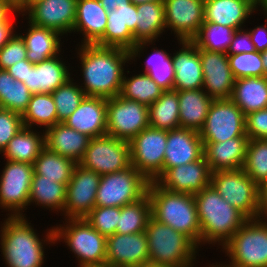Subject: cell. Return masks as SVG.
Instances as JSON below:
<instances>
[{"instance_id": "1", "label": "cell", "mask_w": 267, "mask_h": 267, "mask_svg": "<svg viewBox=\"0 0 267 267\" xmlns=\"http://www.w3.org/2000/svg\"><path fill=\"white\" fill-rule=\"evenodd\" d=\"M77 59L86 96L113 98L119 95L125 66L131 64L130 51L96 44H78Z\"/></svg>"}, {"instance_id": "2", "label": "cell", "mask_w": 267, "mask_h": 267, "mask_svg": "<svg viewBox=\"0 0 267 267\" xmlns=\"http://www.w3.org/2000/svg\"><path fill=\"white\" fill-rule=\"evenodd\" d=\"M4 219L0 225V252L5 266L43 267L45 247L55 244L53 226L46 229L43 240L27 217L7 216Z\"/></svg>"}, {"instance_id": "3", "label": "cell", "mask_w": 267, "mask_h": 267, "mask_svg": "<svg viewBox=\"0 0 267 267\" xmlns=\"http://www.w3.org/2000/svg\"><path fill=\"white\" fill-rule=\"evenodd\" d=\"M193 196L201 229V246L211 244L222 248L248 220L228 204L212 184Z\"/></svg>"}, {"instance_id": "4", "label": "cell", "mask_w": 267, "mask_h": 267, "mask_svg": "<svg viewBox=\"0 0 267 267\" xmlns=\"http://www.w3.org/2000/svg\"><path fill=\"white\" fill-rule=\"evenodd\" d=\"M147 194L151 201V216L189 237L201 248V229L194 196L168 191L150 181Z\"/></svg>"}, {"instance_id": "5", "label": "cell", "mask_w": 267, "mask_h": 267, "mask_svg": "<svg viewBox=\"0 0 267 267\" xmlns=\"http://www.w3.org/2000/svg\"><path fill=\"white\" fill-rule=\"evenodd\" d=\"M145 234L148 243L149 263L168 267H193L199 247L186 235L152 216Z\"/></svg>"}, {"instance_id": "6", "label": "cell", "mask_w": 267, "mask_h": 267, "mask_svg": "<svg viewBox=\"0 0 267 267\" xmlns=\"http://www.w3.org/2000/svg\"><path fill=\"white\" fill-rule=\"evenodd\" d=\"M66 223L53 226L54 241H63L74 253L78 267H104L106 261V237L86 220L64 219Z\"/></svg>"}, {"instance_id": "7", "label": "cell", "mask_w": 267, "mask_h": 267, "mask_svg": "<svg viewBox=\"0 0 267 267\" xmlns=\"http://www.w3.org/2000/svg\"><path fill=\"white\" fill-rule=\"evenodd\" d=\"M226 267H267V220L248 219L222 247Z\"/></svg>"}, {"instance_id": "8", "label": "cell", "mask_w": 267, "mask_h": 267, "mask_svg": "<svg viewBox=\"0 0 267 267\" xmlns=\"http://www.w3.org/2000/svg\"><path fill=\"white\" fill-rule=\"evenodd\" d=\"M150 181L132 165L124 170L101 175L95 206L123 207L147 194Z\"/></svg>"}, {"instance_id": "9", "label": "cell", "mask_w": 267, "mask_h": 267, "mask_svg": "<svg viewBox=\"0 0 267 267\" xmlns=\"http://www.w3.org/2000/svg\"><path fill=\"white\" fill-rule=\"evenodd\" d=\"M211 184L228 204L248 219L258 217L259 186L242 168L212 172Z\"/></svg>"}, {"instance_id": "10", "label": "cell", "mask_w": 267, "mask_h": 267, "mask_svg": "<svg viewBox=\"0 0 267 267\" xmlns=\"http://www.w3.org/2000/svg\"><path fill=\"white\" fill-rule=\"evenodd\" d=\"M0 173V209L9 212V217H26L29 208L34 167L28 163L6 160Z\"/></svg>"}, {"instance_id": "11", "label": "cell", "mask_w": 267, "mask_h": 267, "mask_svg": "<svg viewBox=\"0 0 267 267\" xmlns=\"http://www.w3.org/2000/svg\"><path fill=\"white\" fill-rule=\"evenodd\" d=\"M78 164L99 175L124 170L131 166L130 144L109 135L90 138Z\"/></svg>"}, {"instance_id": "12", "label": "cell", "mask_w": 267, "mask_h": 267, "mask_svg": "<svg viewBox=\"0 0 267 267\" xmlns=\"http://www.w3.org/2000/svg\"><path fill=\"white\" fill-rule=\"evenodd\" d=\"M199 135L203 144L247 136L245 115L231 99H214Z\"/></svg>"}, {"instance_id": "13", "label": "cell", "mask_w": 267, "mask_h": 267, "mask_svg": "<svg viewBox=\"0 0 267 267\" xmlns=\"http://www.w3.org/2000/svg\"><path fill=\"white\" fill-rule=\"evenodd\" d=\"M131 165L149 181L163 174L167 130L145 128L130 142Z\"/></svg>"}, {"instance_id": "14", "label": "cell", "mask_w": 267, "mask_h": 267, "mask_svg": "<svg viewBox=\"0 0 267 267\" xmlns=\"http://www.w3.org/2000/svg\"><path fill=\"white\" fill-rule=\"evenodd\" d=\"M149 126L148 106L120 95L107 99V135L130 142Z\"/></svg>"}, {"instance_id": "15", "label": "cell", "mask_w": 267, "mask_h": 267, "mask_svg": "<svg viewBox=\"0 0 267 267\" xmlns=\"http://www.w3.org/2000/svg\"><path fill=\"white\" fill-rule=\"evenodd\" d=\"M101 175L77 164L66 186L65 219H82L95 207Z\"/></svg>"}, {"instance_id": "16", "label": "cell", "mask_w": 267, "mask_h": 267, "mask_svg": "<svg viewBox=\"0 0 267 267\" xmlns=\"http://www.w3.org/2000/svg\"><path fill=\"white\" fill-rule=\"evenodd\" d=\"M76 4L77 0H36L22 12V18L26 16V20L35 26L68 36L73 32Z\"/></svg>"}, {"instance_id": "17", "label": "cell", "mask_w": 267, "mask_h": 267, "mask_svg": "<svg viewBox=\"0 0 267 267\" xmlns=\"http://www.w3.org/2000/svg\"><path fill=\"white\" fill-rule=\"evenodd\" d=\"M205 0H163L166 29L177 40L192 41L204 23ZM173 31V32H172Z\"/></svg>"}, {"instance_id": "18", "label": "cell", "mask_w": 267, "mask_h": 267, "mask_svg": "<svg viewBox=\"0 0 267 267\" xmlns=\"http://www.w3.org/2000/svg\"><path fill=\"white\" fill-rule=\"evenodd\" d=\"M149 264L148 243L145 232L115 233L106 238L107 267H142Z\"/></svg>"}, {"instance_id": "19", "label": "cell", "mask_w": 267, "mask_h": 267, "mask_svg": "<svg viewBox=\"0 0 267 267\" xmlns=\"http://www.w3.org/2000/svg\"><path fill=\"white\" fill-rule=\"evenodd\" d=\"M202 62V89L213 99H230L235 78L230 69L228 54L198 48Z\"/></svg>"}, {"instance_id": "20", "label": "cell", "mask_w": 267, "mask_h": 267, "mask_svg": "<svg viewBox=\"0 0 267 267\" xmlns=\"http://www.w3.org/2000/svg\"><path fill=\"white\" fill-rule=\"evenodd\" d=\"M211 174L209 164L203 157L167 169L155 182L168 191L194 195L211 184Z\"/></svg>"}, {"instance_id": "21", "label": "cell", "mask_w": 267, "mask_h": 267, "mask_svg": "<svg viewBox=\"0 0 267 267\" xmlns=\"http://www.w3.org/2000/svg\"><path fill=\"white\" fill-rule=\"evenodd\" d=\"M166 30L165 8L163 1L147 2L137 5L136 45L130 50L133 63L144 54V50L154 45ZM144 49V50H143ZM137 57V58H136ZM136 59V60H135Z\"/></svg>"}, {"instance_id": "22", "label": "cell", "mask_w": 267, "mask_h": 267, "mask_svg": "<svg viewBox=\"0 0 267 267\" xmlns=\"http://www.w3.org/2000/svg\"><path fill=\"white\" fill-rule=\"evenodd\" d=\"M204 157V144L199 132L177 128L167 131L163 173L179 165H185Z\"/></svg>"}, {"instance_id": "23", "label": "cell", "mask_w": 267, "mask_h": 267, "mask_svg": "<svg viewBox=\"0 0 267 267\" xmlns=\"http://www.w3.org/2000/svg\"><path fill=\"white\" fill-rule=\"evenodd\" d=\"M137 5H122L108 12L107 26L99 46L119 47L131 50L136 45Z\"/></svg>"}, {"instance_id": "24", "label": "cell", "mask_w": 267, "mask_h": 267, "mask_svg": "<svg viewBox=\"0 0 267 267\" xmlns=\"http://www.w3.org/2000/svg\"><path fill=\"white\" fill-rule=\"evenodd\" d=\"M179 51L173 53L172 61L175 71L173 90H193L203 87L202 62L197 45L193 41H177Z\"/></svg>"}, {"instance_id": "25", "label": "cell", "mask_w": 267, "mask_h": 267, "mask_svg": "<svg viewBox=\"0 0 267 267\" xmlns=\"http://www.w3.org/2000/svg\"><path fill=\"white\" fill-rule=\"evenodd\" d=\"M64 123L90 138L107 135V99L86 96Z\"/></svg>"}, {"instance_id": "26", "label": "cell", "mask_w": 267, "mask_h": 267, "mask_svg": "<svg viewBox=\"0 0 267 267\" xmlns=\"http://www.w3.org/2000/svg\"><path fill=\"white\" fill-rule=\"evenodd\" d=\"M61 59L64 58L57 55L34 64L33 67H27L26 79L23 83L32 94H51L72 77L70 67L66 66V61L63 62Z\"/></svg>"}, {"instance_id": "27", "label": "cell", "mask_w": 267, "mask_h": 267, "mask_svg": "<svg viewBox=\"0 0 267 267\" xmlns=\"http://www.w3.org/2000/svg\"><path fill=\"white\" fill-rule=\"evenodd\" d=\"M256 12V0H205L204 22L230 27H245L246 20ZM244 25V26H243Z\"/></svg>"}, {"instance_id": "28", "label": "cell", "mask_w": 267, "mask_h": 267, "mask_svg": "<svg viewBox=\"0 0 267 267\" xmlns=\"http://www.w3.org/2000/svg\"><path fill=\"white\" fill-rule=\"evenodd\" d=\"M248 140V136H241L218 143H204V157L211 172L243 168Z\"/></svg>"}, {"instance_id": "29", "label": "cell", "mask_w": 267, "mask_h": 267, "mask_svg": "<svg viewBox=\"0 0 267 267\" xmlns=\"http://www.w3.org/2000/svg\"><path fill=\"white\" fill-rule=\"evenodd\" d=\"M108 12L99 0H77L73 33L83 37L80 45L96 44L104 35Z\"/></svg>"}, {"instance_id": "30", "label": "cell", "mask_w": 267, "mask_h": 267, "mask_svg": "<svg viewBox=\"0 0 267 267\" xmlns=\"http://www.w3.org/2000/svg\"><path fill=\"white\" fill-rule=\"evenodd\" d=\"M45 147L61 156L74 160L77 164L84 157L90 137L68 127L65 123H57L45 131Z\"/></svg>"}, {"instance_id": "31", "label": "cell", "mask_w": 267, "mask_h": 267, "mask_svg": "<svg viewBox=\"0 0 267 267\" xmlns=\"http://www.w3.org/2000/svg\"><path fill=\"white\" fill-rule=\"evenodd\" d=\"M29 23V24H28ZM27 30L18 33L24 40L27 49V60L32 64H37L51 57L63 54L62 36L55 30L35 26L27 21ZM61 53V54H60Z\"/></svg>"}, {"instance_id": "32", "label": "cell", "mask_w": 267, "mask_h": 267, "mask_svg": "<svg viewBox=\"0 0 267 267\" xmlns=\"http://www.w3.org/2000/svg\"><path fill=\"white\" fill-rule=\"evenodd\" d=\"M180 128L199 132L213 102L202 88L178 91Z\"/></svg>"}, {"instance_id": "33", "label": "cell", "mask_w": 267, "mask_h": 267, "mask_svg": "<svg viewBox=\"0 0 267 267\" xmlns=\"http://www.w3.org/2000/svg\"><path fill=\"white\" fill-rule=\"evenodd\" d=\"M230 99L245 116L267 108V76L235 79Z\"/></svg>"}, {"instance_id": "34", "label": "cell", "mask_w": 267, "mask_h": 267, "mask_svg": "<svg viewBox=\"0 0 267 267\" xmlns=\"http://www.w3.org/2000/svg\"><path fill=\"white\" fill-rule=\"evenodd\" d=\"M35 130V131H34ZM45 147V133H40L30 127H23L21 130L8 142L2 156L6 160L28 163L33 165L34 161L40 155V152Z\"/></svg>"}, {"instance_id": "35", "label": "cell", "mask_w": 267, "mask_h": 267, "mask_svg": "<svg viewBox=\"0 0 267 267\" xmlns=\"http://www.w3.org/2000/svg\"><path fill=\"white\" fill-rule=\"evenodd\" d=\"M66 202V185L55 182L50 179H42V175L33 174L31 189L29 194V206L31 204L49 209L56 212H61Z\"/></svg>"}, {"instance_id": "36", "label": "cell", "mask_w": 267, "mask_h": 267, "mask_svg": "<svg viewBox=\"0 0 267 267\" xmlns=\"http://www.w3.org/2000/svg\"><path fill=\"white\" fill-rule=\"evenodd\" d=\"M76 165L74 160L44 147L34 161L33 167L34 174L42 175V179L54 180L67 186Z\"/></svg>"}, {"instance_id": "37", "label": "cell", "mask_w": 267, "mask_h": 267, "mask_svg": "<svg viewBox=\"0 0 267 267\" xmlns=\"http://www.w3.org/2000/svg\"><path fill=\"white\" fill-rule=\"evenodd\" d=\"M148 109L151 128L167 131L180 128L178 91H164Z\"/></svg>"}, {"instance_id": "38", "label": "cell", "mask_w": 267, "mask_h": 267, "mask_svg": "<svg viewBox=\"0 0 267 267\" xmlns=\"http://www.w3.org/2000/svg\"><path fill=\"white\" fill-rule=\"evenodd\" d=\"M128 73L131 72L129 70L125 71L123 77L119 93L121 97L137 101L149 107L152 103L157 101L164 92V90L146 73H140L139 71V74L132 75L130 78L128 77Z\"/></svg>"}, {"instance_id": "39", "label": "cell", "mask_w": 267, "mask_h": 267, "mask_svg": "<svg viewBox=\"0 0 267 267\" xmlns=\"http://www.w3.org/2000/svg\"><path fill=\"white\" fill-rule=\"evenodd\" d=\"M25 127L37 128L45 131L57 124V110L53 96L49 93L32 94L30 102L21 115ZM43 126V127H42Z\"/></svg>"}, {"instance_id": "40", "label": "cell", "mask_w": 267, "mask_h": 267, "mask_svg": "<svg viewBox=\"0 0 267 267\" xmlns=\"http://www.w3.org/2000/svg\"><path fill=\"white\" fill-rule=\"evenodd\" d=\"M151 217V201L149 195L120 207V216L116 233L133 234L145 232L147 222Z\"/></svg>"}, {"instance_id": "41", "label": "cell", "mask_w": 267, "mask_h": 267, "mask_svg": "<svg viewBox=\"0 0 267 267\" xmlns=\"http://www.w3.org/2000/svg\"><path fill=\"white\" fill-rule=\"evenodd\" d=\"M31 95L23 82L15 80L7 70H0V108L22 115Z\"/></svg>"}, {"instance_id": "42", "label": "cell", "mask_w": 267, "mask_h": 267, "mask_svg": "<svg viewBox=\"0 0 267 267\" xmlns=\"http://www.w3.org/2000/svg\"><path fill=\"white\" fill-rule=\"evenodd\" d=\"M152 53L147 56L143 71L154 80L164 91L173 90L175 71L173 68L172 55L166 50L157 49L153 46Z\"/></svg>"}, {"instance_id": "43", "label": "cell", "mask_w": 267, "mask_h": 267, "mask_svg": "<svg viewBox=\"0 0 267 267\" xmlns=\"http://www.w3.org/2000/svg\"><path fill=\"white\" fill-rule=\"evenodd\" d=\"M74 81V77H71L51 93L57 110V123H64L86 97L84 90L78 85L80 82Z\"/></svg>"}, {"instance_id": "44", "label": "cell", "mask_w": 267, "mask_h": 267, "mask_svg": "<svg viewBox=\"0 0 267 267\" xmlns=\"http://www.w3.org/2000/svg\"><path fill=\"white\" fill-rule=\"evenodd\" d=\"M234 31V29L227 26L204 22L199 33L192 41L200 49L226 53L232 41Z\"/></svg>"}, {"instance_id": "45", "label": "cell", "mask_w": 267, "mask_h": 267, "mask_svg": "<svg viewBox=\"0 0 267 267\" xmlns=\"http://www.w3.org/2000/svg\"><path fill=\"white\" fill-rule=\"evenodd\" d=\"M242 169L258 186L267 182V139L248 140Z\"/></svg>"}, {"instance_id": "46", "label": "cell", "mask_w": 267, "mask_h": 267, "mask_svg": "<svg viewBox=\"0 0 267 267\" xmlns=\"http://www.w3.org/2000/svg\"><path fill=\"white\" fill-rule=\"evenodd\" d=\"M230 69L235 79L245 77H264L261 52L228 54Z\"/></svg>"}, {"instance_id": "47", "label": "cell", "mask_w": 267, "mask_h": 267, "mask_svg": "<svg viewBox=\"0 0 267 267\" xmlns=\"http://www.w3.org/2000/svg\"><path fill=\"white\" fill-rule=\"evenodd\" d=\"M120 216V207L95 206L85 220L106 238L116 233Z\"/></svg>"}, {"instance_id": "48", "label": "cell", "mask_w": 267, "mask_h": 267, "mask_svg": "<svg viewBox=\"0 0 267 267\" xmlns=\"http://www.w3.org/2000/svg\"><path fill=\"white\" fill-rule=\"evenodd\" d=\"M25 59H27L26 45L17 32L0 48V70H7L15 63Z\"/></svg>"}, {"instance_id": "49", "label": "cell", "mask_w": 267, "mask_h": 267, "mask_svg": "<svg viewBox=\"0 0 267 267\" xmlns=\"http://www.w3.org/2000/svg\"><path fill=\"white\" fill-rule=\"evenodd\" d=\"M23 127L21 114L0 108V154Z\"/></svg>"}, {"instance_id": "50", "label": "cell", "mask_w": 267, "mask_h": 267, "mask_svg": "<svg viewBox=\"0 0 267 267\" xmlns=\"http://www.w3.org/2000/svg\"><path fill=\"white\" fill-rule=\"evenodd\" d=\"M245 121L249 140L267 139V108L247 114Z\"/></svg>"}, {"instance_id": "51", "label": "cell", "mask_w": 267, "mask_h": 267, "mask_svg": "<svg viewBox=\"0 0 267 267\" xmlns=\"http://www.w3.org/2000/svg\"><path fill=\"white\" fill-rule=\"evenodd\" d=\"M256 51L247 29H238L234 31L232 41L230 42L227 54H239L244 52Z\"/></svg>"}, {"instance_id": "52", "label": "cell", "mask_w": 267, "mask_h": 267, "mask_svg": "<svg viewBox=\"0 0 267 267\" xmlns=\"http://www.w3.org/2000/svg\"><path fill=\"white\" fill-rule=\"evenodd\" d=\"M265 19V25L262 24L252 29H248L251 40L258 52L267 50V16H265Z\"/></svg>"}, {"instance_id": "53", "label": "cell", "mask_w": 267, "mask_h": 267, "mask_svg": "<svg viewBox=\"0 0 267 267\" xmlns=\"http://www.w3.org/2000/svg\"><path fill=\"white\" fill-rule=\"evenodd\" d=\"M22 15L17 6L8 0H0V23H7L15 15ZM13 15V16H12Z\"/></svg>"}, {"instance_id": "54", "label": "cell", "mask_w": 267, "mask_h": 267, "mask_svg": "<svg viewBox=\"0 0 267 267\" xmlns=\"http://www.w3.org/2000/svg\"><path fill=\"white\" fill-rule=\"evenodd\" d=\"M33 66L34 64L25 59L15 63V65L8 68L7 71L15 80L24 82V80L26 79L27 67H33Z\"/></svg>"}, {"instance_id": "55", "label": "cell", "mask_w": 267, "mask_h": 267, "mask_svg": "<svg viewBox=\"0 0 267 267\" xmlns=\"http://www.w3.org/2000/svg\"><path fill=\"white\" fill-rule=\"evenodd\" d=\"M14 19H10L7 23H0V48L3 47L16 32Z\"/></svg>"}, {"instance_id": "56", "label": "cell", "mask_w": 267, "mask_h": 267, "mask_svg": "<svg viewBox=\"0 0 267 267\" xmlns=\"http://www.w3.org/2000/svg\"><path fill=\"white\" fill-rule=\"evenodd\" d=\"M257 218L267 220V182L259 186V206Z\"/></svg>"}, {"instance_id": "57", "label": "cell", "mask_w": 267, "mask_h": 267, "mask_svg": "<svg viewBox=\"0 0 267 267\" xmlns=\"http://www.w3.org/2000/svg\"><path fill=\"white\" fill-rule=\"evenodd\" d=\"M101 6L107 11L111 12L122 5H130V0H99Z\"/></svg>"}, {"instance_id": "58", "label": "cell", "mask_w": 267, "mask_h": 267, "mask_svg": "<svg viewBox=\"0 0 267 267\" xmlns=\"http://www.w3.org/2000/svg\"><path fill=\"white\" fill-rule=\"evenodd\" d=\"M261 12L267 16V0H256V11ZM264 11V12H263Z\"/></svg>"}, {"instance_id": "59", "label": "cell", "mask_w": 267, "mask_h": 267, "mask_svg": "<svg viewBox=\"0 0 267 267\" xmlns=\"http://www.w3.org/2000/svg\"><path fill=\"white\" fill-rule=\"evenodd\" d=\"M262 64L264 67L265 76H267V50L261 52Z\"/></svg>"}, {"instance_id": "60", "label": "cell", "mask_w": 267, "mask_h": 267, "mask_svg": "<svg viewBox=\"0 0 267 267\" xmlns=\"http://www.w3.org/2000/svg\"><path fill=\"white\" fill-rule=\"evenodd\" d=\"M34 1L36 0H20V11L23 12Z\"/></svg>"}, {"instance_id": "61", "label": "cell", "mask_w": 267, "mask_h": 267, "mask_svg": "<svg viewBox=\"0 0 267 267\" xmlns=\"http://www.w3.org/2000/svg\"><path fill=\"white\" fill-rule=\"evenodd\" d=\"M131 3L135 4V5H139V4H143V3H147V2H155V1H163V0H130Z\"/></svg>"}, {"instance_id": "62", "label": "cell", "mask_w": 267, "mask_h": 267, "mask_svg": "<svg viewBox=\"0 0 267 267\" xmlns=\"http://www.w3.org/2000/svg\"><path fill=\"white\" fill-rule=\"evenodd\" d=\"M10 2H12L13 4H15L18 8V10L20 11V0H8Z\"/></svg>"}, {"instance_id": "63", "label": "cell", "mask_w": 267, "mask_h": 267, "mask_svg": "<svg viewBox=\"0 0 267 267\" xmlns=\"http://www.w3.org/2000/svg\"><path fill=\"white\" fill-rule=\"evenodd\" d=\"M142 267H168V266H161V265H154V264H146V265H144V266H142Z\"/></svg>"}, {"instance_id": "64", "label": "cell", "mask_w": 267, "mask_h": 267, "mask_svg": "<svg viewBox=\"0 0 267 267\" xmlns=\"http://www.w3.org/2000/svg\"><path fill=\"white\" fill-rule=\"evenodd\" d=\"M214 264H216V263H213V264H211V265L209 264L208 267H226V266L223 265V262H222V264H220V262H219V265H217V264L214 265Z\"/></svg>"}]
</instances>
